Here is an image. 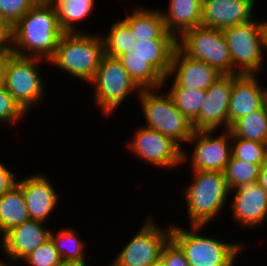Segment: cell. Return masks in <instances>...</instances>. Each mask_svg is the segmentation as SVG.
Instances as JSON below:
<instances>
[{
	"mask_svg": "<svg viewBox=\"0 0 267 266\" xmlns=\"http://www.w3.org/2000/svg\"><path fill=\"white\" fill-rule=\"evenodd\" d=\"M63 33L54 6L40 0L8 31V44L16 55L49 61Z\"/></svg>",
	"mask_w": 267,
	"mask_h": 266,
	"instance_id": "obj_1",
	"label": "cell"
},
{
	"mask_svg": "<svg viewBox=\"0 0 267 266\" xmlns=\"http://www.w3.org/2000/svg\"><path fill=\"white\" fill-rule=\"evenodd\" d=\"M192 179L182 189L188 225L210 226L229 206L230 188L224 172L191 170Z\"/></svg>",
	"mask_w": 267,
	"mask_h": 266,
	"instance_id": "obj_2",
	"label": "cell"
},
{
	"mask_svg": "<svg viewBox=\"0 0 267 266\" xmlns=\"http://www.w3.org/2000/svg\"><path fill=\"white\" fill-rule=\"evenodd\" d=\"M174 223L171 222V239L181 248L190 266H235L245 250L246 243L240 240L224 241L203 234L208 226L189 225L187 229Z\"/></svg>",
	"mask_w": 267,
	"mask_h": 266,
	"instance_id": "obj_3",
	"label": "cell"
},
{
	"mask_svg": "<svg viewBox=\"0 0 267 266\" xmlns=\"http://www.w3.org/2000/svg\"><path fill=\"white\" fill-rule=\"evenodd\" d=\"M104 54L101 33H63L53 57L48 62L71 78L80 79V82L88 85L95 77Z\"/></svg>",
	"mask_w": 267,
	"mask_h": 266,
	"instance_id": "obj_4",
	"label": "cell"
},
{
	"mask_svg": "<svg viewBox=\"0 0 267 266\" xmlns=\"http://www.w3.org/2000/svg\"><path fill=\"white\" fill-rule=\"evenodd\" d=\"M255 19L222 30L232 59V74L258 75L265 66L267 20Z\"/></svg>",
	"mask_w": 267,
	"mask_h": 266,
	"instance_id": "obj_5",
	"label": "cell"
},
{
	"mask_svg": "<svg viewBox=\"0 0 267 266\" xmlns=\"http://www.w3.org/2000/svg\"><path fill=\"white\" fill-rule=\"evenodd\" d=\"M163 89H141L136 100H139L145 120L142 125L172 138L184 148L194 132L192 123L176 108L171 95Z\"/></svg>",
	"mask_w": 267,
	"mask_h": 266,
	"instance_id": "obj_6",
	"label": "cell"
},
{
	"mask_svg": "<svg viewBox=\"0 0 267 266\" xmlns=\"http://www.w3.org/2000/svg\"><path fill=\"white\" fill-rule=\"evenodd\" d=\"M89 85L93 90L91 93L95 108L102 113L101 116L103 115L104 118H109L116 111L119 112L117 109L122 107L130 95L135 94L138 98L141 92L123 67L122 62L106 54L102 56L95 77Z\"/></svg>",
	"mask_w": 267,
	"mask_h": 266,
	"instance_id": "obj_7",
	"label": "cell"
},
{
	"mask_svg": "<svg viewBox=\"0 0 267 266\" xmlns=\"http://www.w3.org/2000/svg\"><path fill=\"white\" fill-rule=\"evenodd\" d=\"M44 62L45 65L49 63L40 58L14 53L8 56L5 88L28 115L46 99V78L43 77L41 69Z\"/></svg>",
	"mask_w": 267,
	"mask_h": 266,
	"instance_id": "obj_8",
	"label": "cell"
},
{
	"mask_svg": "<svg viewBox=\"0 0 267 266\" xmlns=\"http://www.w3.org/2000/svg\"><path fill=\"white\" fill-rule=\"evenodd\" d=\"M158 223L151 214L147 216L109 266H152L160 259L164 245L171 238V222L166 229Z\"/></svg>",
	"mask_w": 267,
	"mask_h": 266,
	"instance_id": "obj_9",
	"label": "cell"
},
{
	"mask_svg": "<svg viewBox=\"0 0 267 266\" xmlns=\"http://www.w3.org/2000/svg\"><path fill=\"white\" fill-rule=\"evenodd\" d=\"M188 144H190L189 147L194 146L191 152L186 147L183 148L182 165L190 162L191 170L224 172L232 156V133L230 130H220V132L194 130L192 137L187 141Z\"/></svg>",
	"mask_w": 267,
	"mask_h": 266,
	"instance_id": "obj_10",
	"label": "cell"
},
{
	"mask_svg": "<svg viewBox=\"0 0 267 266\" xmlns=\"http://www.w3.org/2000/svg\"><path fill=\"white\" fill-rule=\"evenodd\" d=\"M177 47L190 58L203 61L221 74H232V59L222 30L198 26L177 39Z\"/></svg>",
	"mask_w": 267,
	"mask_h": 266,
	"instance_id": "obj_11",
	"label": "cell"
},
{
	"mask_svg": "<svg viewBox=\"0 0 267 266\" xmlns=\"http://www.w3.org/2000/svg\"><path fill=\"white\" fill-rule=\"evenodd\" d=\"M131 139L125 142L130 153L147 165L169 171L182 166L183 148L162 133L138 126Z\"/></svg>",
	"mask_w": 267,
	"mask_h": 266,
	"instance_id": "obj_12",
	"label": "cell"
},
{
	"mask_svg": "<svg viewBox=\"0 0 267 266\" xmlns=\"http://www.w3.org/2000/svg\"><path fill=\"white\" fill-rule=\"evenodd\" d=\"M239 74H222L206 90L199 116L192 122L194 130H228V108L233 81Z\"/></svg>",
	"mask_w": 267,
	"mask_h": 266,
	"instance_id": "obj_13",
	"label": "cell"
},
{
	"mask_svg": "<svg viewBox=\"0 0 267 266\" xmlns=\"http://www.w3.org/2000/svg\"><path fill=\"white\" fill-rule=\"evenodd\" d=\"M231 218L242 228H258L267 221V192L258 183L230 190Z\"/></svg>",
	"mask_w": 267,
	"mask_h": 266,
	"instance_id": "obj_14",
	"label": "cell"
},
{
	"mask_svg": "<svg viewBox=\"0 0 267 266\" xmlns=\"http://www.w3.org/2000/svg\"><path fill=\"white\" fill-rule=\"evenodd\" d=\"M50 232L51 228H47L44 222L37 220H29L12 228L0 239V251L2 250L6 256L3 259L22 264L32 252L50 238Z\"/></svg>",
	"mask_w": 267,
	"mask_h": 266,
	"instance_id": "obj_15",
	"label": "cell"
},
{
	"mask_svg": "<svg viewBox=\"0 0 267 266\" xmlns=\"http://www.w3.org/2000/svg\"><path fill=\"white\" fill-rule=\"evenodd\" d=\"M18 178L30 220L46 223L57 209L61 195L51 180L41 172Z\"/></svg>",
	"mask_w": 267,
	"mask_h": 266,
	"instance_id": "obj_16",
	"label": "cell"
},
{
	"mask_svg": "<svg viewBox=\"0 0 267 266\" xmlns=\"http://www.w3.org/2000/svg\"><path fill=\"white\" fill-rule=\"evenodd\" d=\"M214 67L207 63L190 58L178 47L175 48L169 75L164 78V88L173 81L170 86H182L188 89L208 90L211 85L221 76ZM166 82V83H165Z\"/></svg>",
	"mask_w": 267,
	"mask_h": 266,
	"instance_id": "obj_17",
	"label": "cell"
},
{
	"mask_svg": "<svg viewBox=\"0 0 267 266\" xmlns=\"http://www.w3.org/2000/svg\"><path fill=\"white\" fill-rule=\"evenodd\" d=\"M257 0H204L201 25L223 30L253 19Z\"/></svg>",
	"mask_w": 267,
	"mask_h": 266,
	"instance_id": "obj_18",
	"label": "cell"
},
{
	"mask_svg": "<svg viewBox=\"0 0 267 266\" xmlns=\"http://www.w3.org/2000/svg\"><path fill=\"white\" fill-rule=\"evenodd\" d=\"M257 75H239L233 81L228 108V130L240 118L263 106L264 87Z\"/></svg>",
	"mask_w": 267,
	"mask_h": 266,
	"instance_id": "obj_19",
	"label": "cell"
},
{
	"mask_svg": "<svg viewBox=\"0 0 267 266\" xmlns=\"http://www.w3.org/2000/svg\"><path fill=\"white\" fill-rule=\"evenodd\" d=\"M160 10L167 31L176 39L202 22V0H169L167 10Z\"/></svg>",
	"mask_w": 267,
	"mask_h": 266,
	"instance_id": "obj_20",
	"label": "cell"
},
{
	"mask_svg": "<svg viewBox=\"0 0 267 266\" xmlns=\"http://www.w3.org/2000/svg\"><path fill=\"white\" fill-rule=\"evenodd\" d=\"M137 41L144 39H176L165 27L160 8L136 6L122 19Z\"/></svg>",
	"mask_w": 267,
	"mask_h": 266,
	"instance_id": "obj_21",
	"label": "cell"
},
{
	"mask_svg": "<svg viewBox=\"0 0 267 266\" xmlns=\"http://www.w3.org/2000/svg\"><path fill=\"white\" fill-rule=\"evenodd\" d=\"M29 220L23 190L16 183L0 197V239L12 228Z\"/></svg>",
	"mask_w": 267,
	"mask_h": 266,
	"instance_id": "obj_22",
	"label": "cell"
},
{
	"mask_svg": "<svg viewBox=\"0 0 267 266\" xmlns=\"http://www.w3.org/2000/svg\"><path fill=\"white\" fill-rule=\"evenodd\" d=\"M176 47L177 39H144L135 42L134 54L144 58L167 77Z\"/></svg>",
	"mask_w": 267,
	"mask_h": 266,
	"instance_id": "obj_23",
	"label": "cell"
},
{
	"mask_svg": "<svg viewBox=\"0 0 267 266\" xmlns=\"http://www.w3.org/2000/svg\"><path fill=\"white\" fill-rule=\"evenodd\" d=\"M55 9L58 23L64 33L89 32L80 30L77 23L90 18L95 0H48Z\"/></svg>",
	"mask_w": 267,
	"mask_h": 266,
	"instance_id": "obj_24",
	"label": "cell"
},
{
	"mask_svg": "<svg viewBox=\"0 0 267 266\" xmlns=\"http://www.w3.org/2000/svg\"><path fill=\"white\" fill-rule=\"evenodd\" d=\"M130 78L140 89H157L164 86V76L144 58L133 52L118 58Z\"/></svg>",
	"mask_w": 267,
	"mask_h": 266,
	"instance_id": "obj_25",
	"label": "cell"
},
{
	"mask_svg": "<svg viewBox=\"0 0 267 266\" xmlns=\"http://www.w3.org/2000/svg\"><path fill=\"white\" fill-rule=\"evenodd\" d=\"M63 227V228H62ZM57 232L51 229L50 238L55 244L57 251L59 252L62 261L73 262H88L86 254V240L80 238V234L77 230L71 227L62 226ZM79 235V236H78Z\"/></svg>",
	"mask_w": 267,
	"mask_h": 266,
	"instance_id": "obj_26",
	"label": "cell"
},
{
	"mask_svg": "<svg viewBox=\"0 0 267 266\" xmlns=\"http://www.w3.org/2000/svg\"><path fill=\"white\" fill-rule=\"evenodd\" d=\"M109 28L107 34L101 33L106 55L119 58L123 54L134 51L137 40L130 27L122 19H116V22H113Z\"/></svg>",
	"mask_w": 267,
	"mask_h": 266,
	"instance_id": "obj_27",
	"label": "cell"
},
{
	"mask_svg": "<svg viewBox=\"0 0 267 266\" xmlns=\"http://www.w3.org/2000/svg\"><path fill=\"white\" fill-rule=\"evenodd\" d=\"M229 130L236 138L267 144V114L263 106L238 119Z\"/></svg>",
	"mask_w": 267,
	"mask_h": 266,
	"instance_id": "obj_28",
	"label": "cell"
},
{
	"mask_svg": "<svg viewBox=\"0 0 267 266\" xmlns=\"http://www.w3.org/2000/svg\"><path fill=\"white\" fill-rule=\"evenodd\" d=\"M167 92L171 95L176 108L192 123L200 114L206 91L188 89L182 86H170Z\"/></svg>",
	"mask_w": 267,
	"mask_h": 266,
	"instance_id": "obj_29",
	"label": "cell"
},
{
	"mask_svg": "<svg viewBox=\"0 0 267 266\" xmlns=\"http://www.w3.org/2000/svg\"><path fill=\"white\" fill-rule=\"evenodd\" d=\"M264 164H252L231 156L224 170L230 190L258 182L259 172Z\"/></svg>",
	"mask_w": 267,
	"mask_h": 266,
	"instance_id": "obj_30",
	"label": "cell"
},
{
	"mask_svg": "<svg viewBox=\"0 0 267 266\" xmlns=\"http://www.w3.org/2000/svg\"><path fill=\"white\" fill-rule=\"evenodd\" d=\"M267 144L236 138L232 134V157L252 164H265Z\"/></svg>",
	"mask_w": 267,
	"mask_h": 266,
	"instance_id": "obj_31",
	"label": "cell"
},
{
	"mask_svg": "<svg viewBox=\"0 0 267 266\" xmlns=\"http://www.w3.org/2000/svg\"><path fill=\"white\" fill-rule=\"evenodd\" d=\"M40 0H0V24L9 31Z\"/></svg>",
	"mask_w": 267,
	"mask_h": 266,
	"instance_id": "obj_32",
	"label": "cell"
},
{
	"mask_svg": "<svg viewBox=\"0 0 267 266\" xmlns=\"http://www.w3.org/2000/svg\"><path fill=\"white\" fill-rule=\"evenodd\" d=\"M29 116L15 101L5 87L0 88V123L8 127L18 126Z\"/></svg>",
	"mask_w": 267,
	"mask_h": 266,
	"instance_id": "obj_33",
	"label": "cell"
},
{
	"mask_svg": "<svg viewBox=\"0 0 267 266\" xmlns=\"http://www.w3.org/2000/svg\"><path fill=\"white\" fill-rule=\"evenodd\" d=\"M62 258L51 238L40 245L24 261L28 266H58Z\"/></svg>",
	"mask_w": 267,
	"mask_h": 266,
	"instance_id": "obj_34",
	"label": "cell"
},
{
	"mask_svg": "<svg viewBox=\"0 0 267 266\" xmlns=\"http://www.w3.org/2000/svg\"><path fill=\"white\" fill-rule=\"evenodd\" d=\"M161 259L167 266H190L181 248L171 238L162 249Z\"/></svg>",
	"mask_w": 267,
	"mask_h": 266,
	"instance_id": "obj_35",
	"label": "cell"
},
{
	"mask_svg": "<svg viewBox=\"0 0 267 266\" xmlns=\"http://www.w3.org/2000/svg\"><path fill=\"white\" fill-rule=\"evenodd\" d=\"M9 168L4 164L3 161H0V197H2L12 186H14L18 180V175L13 172L11 167Z\"/></svg>",
	"mask_w": 267,
	"mask_h": 266,
	"instance_id": "obj_36",
	"label": "cell"
},
{
	"mask_svg": "<svg viewBox=\"0 0 267 266\" xmlns=\"http://www.w3.org/2000/svg\"><path fill=\"white\" fill-rule=\"evenodd\" d=\"M11 53L8 43L0 49V88L5 87L7 60Z\"/></svg>",
	"mask_w": 267,
	"mask_h": 266,
	"instance_id": "obj_37",
	"label": "cell"
},
{
	"mask_svg": "<svg viewBox=\"0 0 267 266\" xmlns=\"http://www.w3.org/2000/svg\"><path fill=\"white\" fill-rule=\"evenodd\" d=\"M258 183L267 192V166L265 164L260 169Z\"/></svg>",
	"mask_w": 267,
	"mask_h": 266,
	"instance_id": "obj_38",
	"label": "cell"
},
{
	"mask_svg": "<svg viewBox=\"0 0 267 266\" xmlns=\"http://www.w3.org/2000/svg\"><path fill=\"white\" fill-rule=\"evenodd\" d=\"M8 43V31L0 24V49Z\"/></svg>",
	"mask_w": 267,
	"mask_h": 266,
	"instance_id": "obj_39",
	"label": "cell"
},
{
	"mask_svg": "<svg viewBox=\"0 0 267 266\" xmlns=\"http://www.w3.org/2000/svg\"><path fill=\"white\" fill-rule=\"evenodd\" d=\"M89 262L62 261L58 266H89Z\"/></svg>",
	"mask_w": 267,
	"mask_h": 266,
	"instance_id": "obj_40",
	"label": "cell"
},
{
	"mask_svg": "<svg viewBox=\"0 0 267 266\" xmlns=\"http://www.w3.org/2000/svg\"><path fill=\"white\" fill-rule=\"evenodd\" d=\"M17 266L18 264H16V263H12V262H9V261H5V259H2L1 257H0V266Z\"/></svg>",
	"mask_w": 267,
	"mask_h": 266,
	"instance_id": "obj_41",
	"label": "cell"
},
{
	"mask_svg": "<svg viewBox=\"0 0 267 266\" xmlns=\"http://www.w3.org/2000/svg\"><path fill=\"white\" fill-rule=\"evenodd\" d=\"M263 108L265 113L267 114V87L265 89L264 97H263Z\"/></svg>",
	"mask_w": 267,
	"mask_h": 266,
	"instance_id": "obj_42",
	"label": "cell"
},
{
	"mask_svg": "<svg viewBox=\"0 0 267 266\" xmlns=\"http://www.w3.org/2000/svg\"><path fill=\"white\" fill-rule=\"evenodd\" d=\"M152 266H167V264L160 258Z\"/></svg>",
	"mask_w": 267,
	"mask_h": 266,
	"instance_id": "obj_43",
	"label": "cell"
},
{
	"mask_svg": "<svg viewBox=\"0 0 267 266\" xmlns=\"http://www.w3.org/2000/svg\"><path fill=\"white\" fill-rule=\"evenodd\" d=\"M265 165L267 166V149H266V156H265Z\"/></svg>",
	"mask_w": 267,
	"mask_h": 266,
	"instance_id": "obj_44",
	"label": "cell"
}]
</instances>
